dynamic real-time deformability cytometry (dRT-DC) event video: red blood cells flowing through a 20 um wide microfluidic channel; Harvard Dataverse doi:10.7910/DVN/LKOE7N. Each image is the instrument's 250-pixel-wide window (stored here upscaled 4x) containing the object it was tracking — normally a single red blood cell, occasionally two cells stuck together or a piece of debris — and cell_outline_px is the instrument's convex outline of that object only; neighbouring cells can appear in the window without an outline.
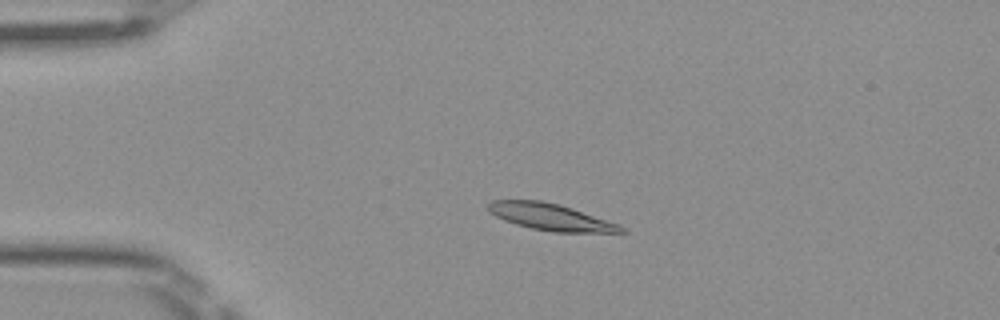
{"species": "Egyptian fruit bat (a non-hibernating species)", "species_latin": "Rousettus aegyptiacus", "temperature_condition": "room temperature", "stored_images_in_passage": 43, "camera_frame_rate_fps": 3000, "um_per_image_px": 0.085, "frame": {"image": 1, "passage_image": 4, "time_ms": 1.0, "image_size_px": [1000, 320], "cell_outline_px": [[628, 232], [552, 232], [532, 228], [516, 224], [504, 220], [488, 212], [488, 204], [492, 200], [540, 200], [560, 204], [620, 224]], "centroid_in_image_um": [46.81, 18.44], "position_along_channel_um": 38.2, "area_um2": 20.63}}
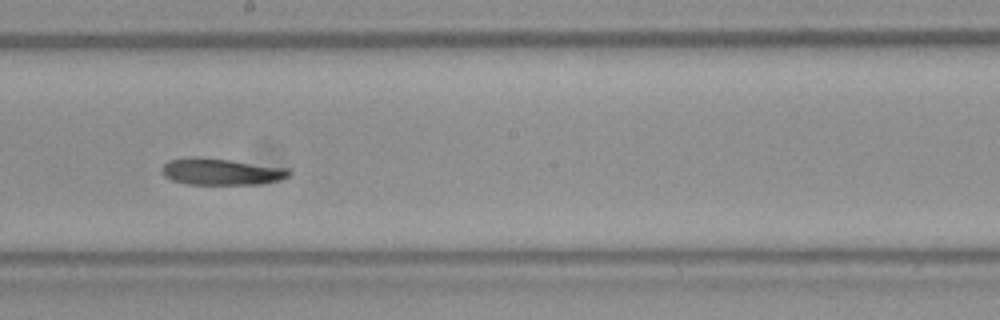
{"frame": {"image": 2, "passage_image": 21, "time_ms": 6.667, "image_size_px": [1000, 320], "cell_outline_px": [[292, 172], [288, 176], [280, 180], [260, 184], [188, 184], [172, 180], [164, 176], [164, 164], [168, 160], [188, 156], [196, 156], [232, 160], [288, 168]], "centroid_in_image_um": [18.81, 14.58], "position_along_channel_um": 229.4, "area_um2": 19.77}}
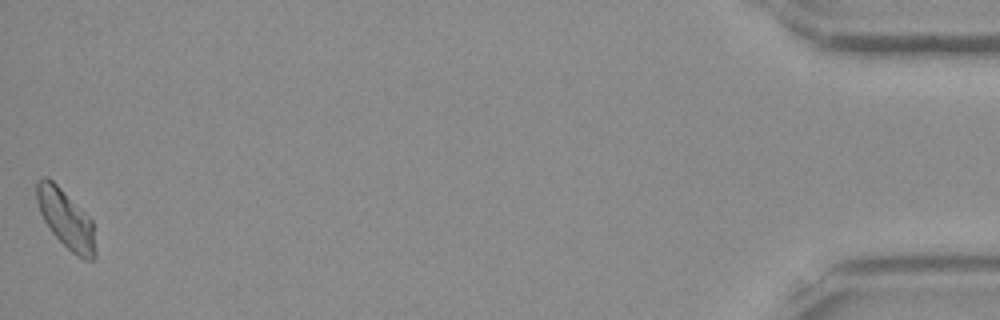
{"frame": {"image": 3, "passage_image": 43, "time_ms": 14.0, "image_size_px": [1000, 320], "cell_outline_px": [[96, 256], [92, 260], [84, 260], [76, 256], [52, 232], [44, 220], [40, 212], [36, 200], [36, 180], [44, 176], [48, 176], [92, 220], [96, 252]], "centroid_in_image_um": [5.59, 18.62], "position_along_channel_um": 429.6, "area_um2": 19.83}, "authors_computed_cell_mechanics": {"area_um2": 19.941, "velocity_mm_per_s": 4.002, "shape_relaxation_time_tau1_ms": null, "shape_relaxation_time_tau2_ms": 3.9231, "deformation_change_tau1": null, "deformation_change_tau2": 0.077}}